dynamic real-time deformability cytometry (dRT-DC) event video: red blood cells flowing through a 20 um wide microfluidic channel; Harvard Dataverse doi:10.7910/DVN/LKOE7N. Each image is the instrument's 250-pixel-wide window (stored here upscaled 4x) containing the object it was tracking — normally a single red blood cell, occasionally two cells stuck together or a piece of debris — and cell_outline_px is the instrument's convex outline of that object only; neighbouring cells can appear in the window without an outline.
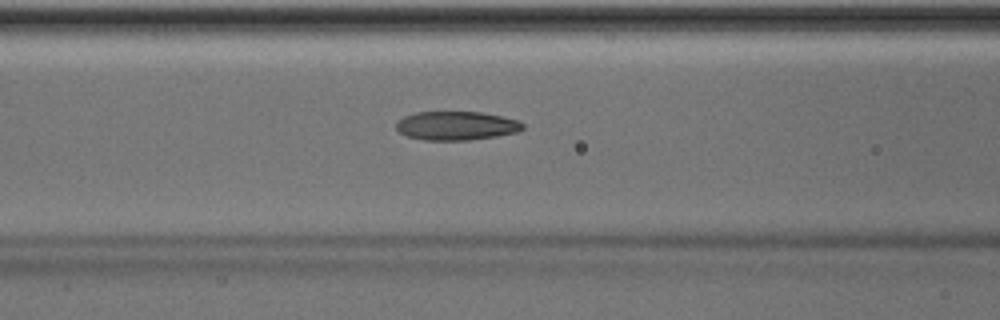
{"species": "Egyptian fruit bat (a non-hibernating species)", "species_latin": "Rousettus aegyptiacus", "temperature_condition": "room temperature", "stored_images_in_passage": 50, "camera_frame_rate_fps": 3000, "um_per_image_px": 0.085, "animal": {"sex": "male"}, "frame": {"image": 1, "passage_image": 21, "time_ms": 6.667, "image_size_px": [1000, 320], "cell_outline_px": [[524, 128], [516, 132], [496, 136], [468, 140], [424, 140], [408, 136], [400, 132], [396, 128], [396, 124], [404, 116], [416, 112], [480, 112], [500, 116], [516, 120], [524, 124]], "centroid_in_image_um": [38.78, 10.69], "position_along_channel_um": 127.8, "area_um2": 20.98}}
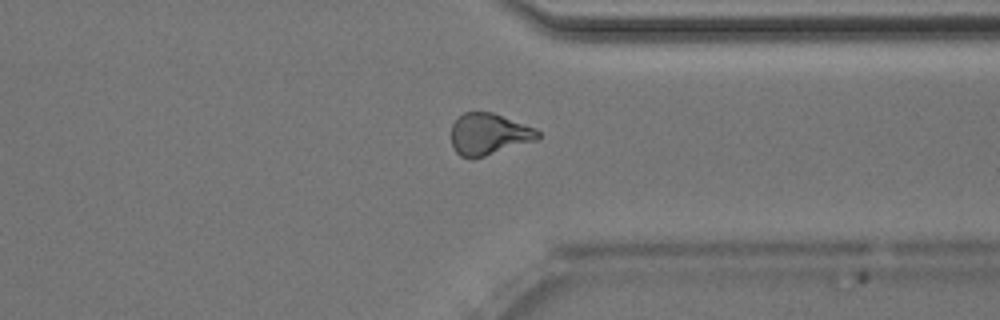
{"frame": {"image": 2, "passage_image": 39, "time_ms": 12.667, "image_size_px": [1000, 320], "cell_outline_px": [[540, 136], [536, 140], [484, 156], [460, 156], [452, 148], [452, 124], [464, 112], [492, 112], [536, 128], [540, 132]], "centroid_in_image_um": [41.56, 11.38], "position_along_channel_um": 369.8, "area_um2": 20.63}}
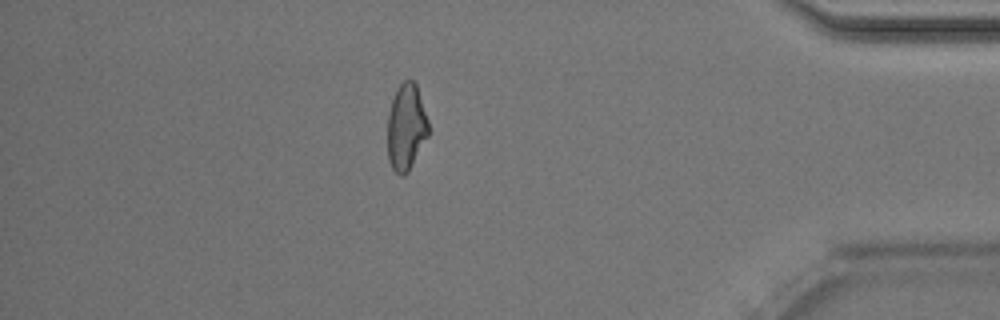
{"frame": {"image": 3, "passage_image": 44, "time_ms": 14.333, "image_size_px": [1000, 320], "cell_outline_px": [[428, 136], [408, 172], [404, 176], [400, 176], [392, 168], [388, 160], [388, 112], [396, 88], [404, 80], [412, 80], [416, 84], [428, 120]], "centroid_in_image_um": [34.52, 10.81], "position_along_channel_um": 400.7, "area_um2": 20.58}, "authors_computed_cell_mechanics": {"area_um2": 21.4727, "velocity_mm_per_s": 4.053, "shape_relaxation_time_tau1_ms": 11.0765, "shape_relaxation_time_tau2_ms": 2.2585, "deformation_change_tau1": 0.2673, "deformation_change_tau2": 0.1046}}